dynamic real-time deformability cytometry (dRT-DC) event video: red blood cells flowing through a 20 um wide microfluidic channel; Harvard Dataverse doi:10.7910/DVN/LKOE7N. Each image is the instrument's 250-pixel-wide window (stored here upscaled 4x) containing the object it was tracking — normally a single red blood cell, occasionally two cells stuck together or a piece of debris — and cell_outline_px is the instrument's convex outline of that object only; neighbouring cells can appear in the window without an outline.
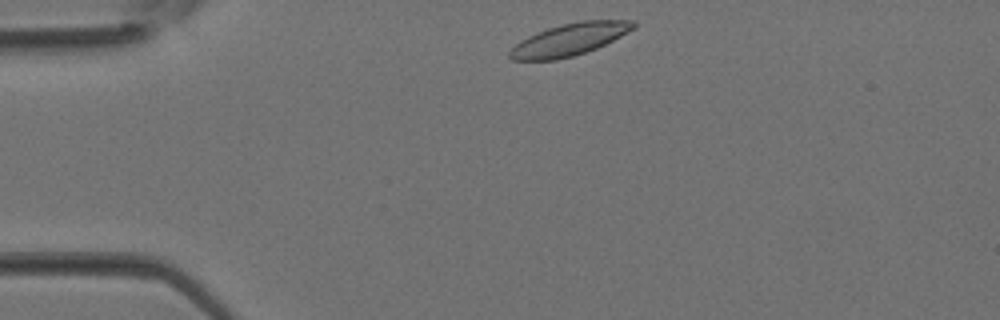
{"species": "Egyptian fruit bat (a non-hibernating species)", "species_latin": "Rousettus aegyptiacus", "temperature_condition": "room temperature", "stored_images_in_passage": 2, "camera_frame_rate_fps": 3000, "um_per_image_px": 0.085, "animal": {"sex": "female"}, "frame": {"image": 1, "passage_image": 1, "time_ms": 0.0, "image_size_px": [1000, 320], "cell_outline_px": [[636, 28], [596, 48], [572, 56], [556, 60], [512, 60], [508, 56], [508, 52], [520, 40], [536, 32], [560, 24], [584, 20], [632, 20], [636, 24]], "centroid_in_image_um": [48.38, 3.35], "position_along_channel_um": 36.6, "area_um2": 23.06}}